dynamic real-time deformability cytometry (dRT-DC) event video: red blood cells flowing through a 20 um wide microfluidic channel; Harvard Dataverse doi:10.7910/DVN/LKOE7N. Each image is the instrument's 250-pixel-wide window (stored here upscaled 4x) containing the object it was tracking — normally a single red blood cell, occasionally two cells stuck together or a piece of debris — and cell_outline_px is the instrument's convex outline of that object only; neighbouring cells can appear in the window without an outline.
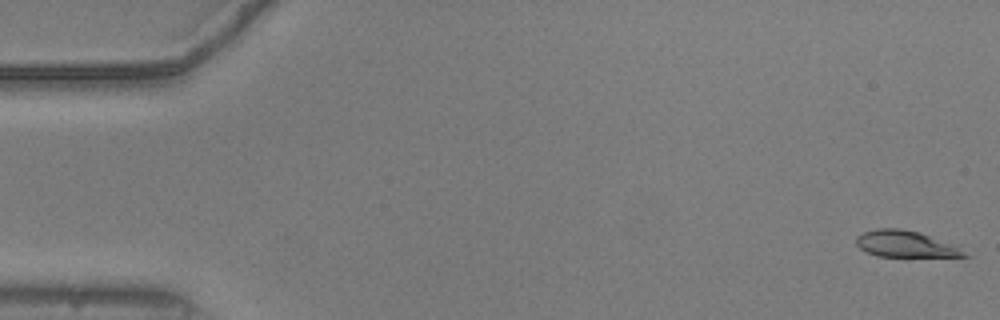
{"species": "common noctule bat (a hibernating species)", "species_latin": "Nyctalus noctula", "temperature_condition": "warm", "stored_images_in_passage": 53, "camera_frame_rate_fps": 3000, "um_per_image_px": 0.085, "animal": {"sex": "male", "body_mass_g": 20.5, "forearm_length_mm": 52.5}, "frame": {"image": 1, "passage_image": 1, "time_ms": 0.0, "image_size_px": [1000, 320], "cell_outline_px": [[968, 256], [876, 256], [860, 248], [856, 244], [856, 236], [864, 232], [876, 228], [900, 228], [920, 232], [956, 248]], "centroid_in_image_um": [76.79, 20.72], "position_along_channel_um": 8.2, "area_um2": 15.9}}
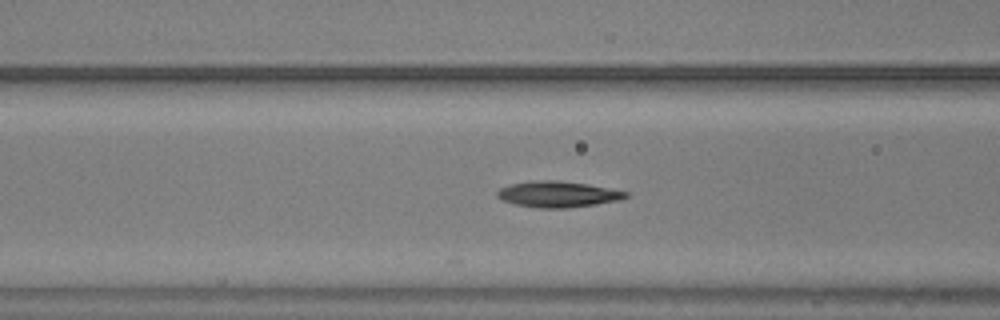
{"frame": {"image": 2, "passage_image": 21, "time_ms": 6.667, "image_size_px": [1000, 320], "cell_outline_px": [[628, 196], [620, 200], [596, 204], [564, 208], [540, 208], [516, 204], [504, 200], [496, 196], [496, 192], [500, 188], [512, 184], [540, 180], [556, 180], [588, 184], [628, 192]], "centroid_in_image_um": [47.43, 16.51], "position_along_channel_um": 119.2, "area_um2": 19.19}}
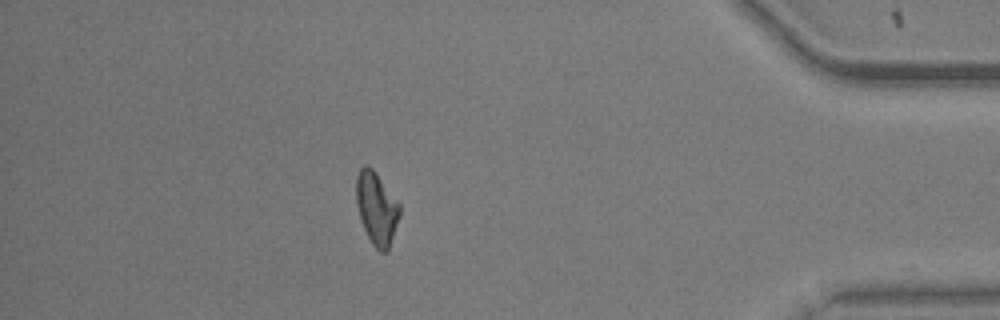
{"frame": {"image": 3, "passage_image": 47, "time_ms": 15.333, "image_size_px": [1000, 320], "cell_outline_px": [[400, 216], [388, 252], [380, 252], [372, 244], [364, 228], [356, 204], [356, 176], [360, 168], [364, 164], [368, 164], [372, 168], [400, 204]], "centroid_in_image_um": [32.01, 17.7], "position_along_channel_um": 403.2, "area_um2": 18.38}, "authors_computed_cell_mechanics": {"area_um2": 18.4382, "velocity_mm_per_s": 3.7771, "shape_relaxation_time_tau1_ms": 4.3639, "shape_relaxation_time_tau2_ms": 3.2233, "deformation_change_tau1": 0.1542, "deformation_change_tau2": 0.1159}}